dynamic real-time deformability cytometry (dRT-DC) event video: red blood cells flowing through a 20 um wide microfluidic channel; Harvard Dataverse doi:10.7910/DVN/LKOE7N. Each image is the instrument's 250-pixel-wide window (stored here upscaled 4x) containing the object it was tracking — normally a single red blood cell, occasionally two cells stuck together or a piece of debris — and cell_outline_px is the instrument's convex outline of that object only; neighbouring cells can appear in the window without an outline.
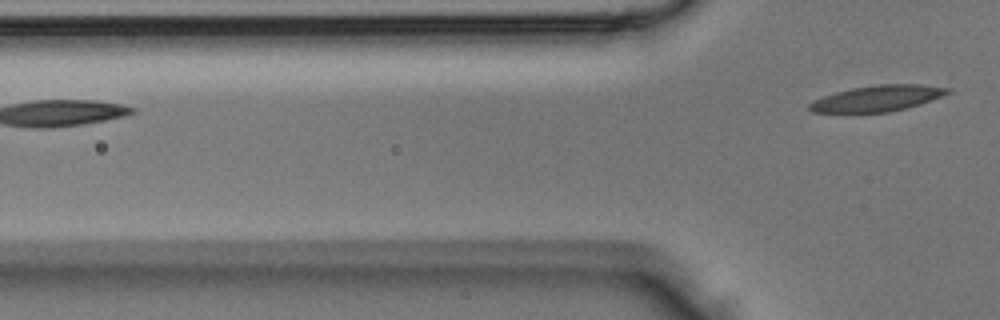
{"species": "Egyptian fruit bat (a non-hibernating species)", "species_latin": "Rousettus aegyptiacus", "temperature_condition": "room temperature", "stored_images_in_passage": 3, "camera_frame_rate_fps": 3000, "um_per_image_px": 0.085, "animal": {"sex": "male"}, "frame": {"image": 1, "passage_image": 3, "time_ms": 0.667, "image_size_px": [1000, 320], "cell_outline_px": [[952, 92], [920, 104], [888, 112], [812, 112], [808, 108], [808, 104], [812, 100], [836, 92], [852, 88], [880, 84], [920, 84], [952, 88]], "centroid_in_image_um": [74.59, 8.35], "position_along_channel_um": 51.2, "area_um2": 20.75}}